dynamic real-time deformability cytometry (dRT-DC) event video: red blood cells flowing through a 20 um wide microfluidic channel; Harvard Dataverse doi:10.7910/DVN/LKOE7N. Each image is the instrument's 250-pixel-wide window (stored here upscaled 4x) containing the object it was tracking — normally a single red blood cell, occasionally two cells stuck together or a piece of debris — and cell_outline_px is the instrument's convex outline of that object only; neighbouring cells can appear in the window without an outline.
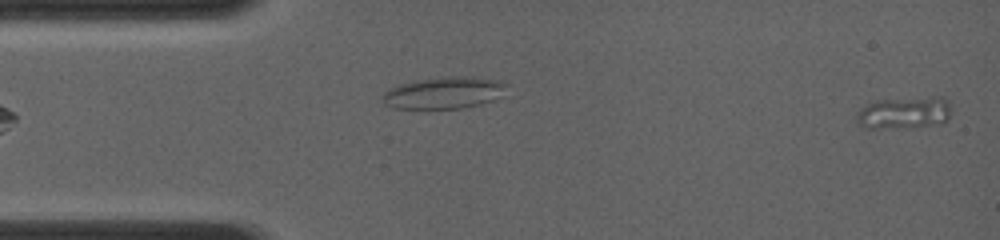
{"species": "common noctule bat (a hibernating species)", "species_latin": "Nyctalus noctula", "temperature_condition": "room temperature", "stored_images_in_passage": 46, "camera_frame_rate_fps": 4000, "um_per_image_px": 0.085, "animal": {"sex": "female", "body_mass_g": 19.0, "forearm_length_mm": 56.7}, "frame": {"image": 1, "passage_image": 2, "time_ms": 0.25, "image_size_px": [1000, 240], "cell_outline_px": [[948, 120], [936, 124], [912, 128], [864, 128], [860, 124], [856, 116], [860, 108], [876, 100], [932, 96], [944, 96], [948, 100]], "centroid_in_image_um": [76.86, 9.58], "position_along_channel_um": 8.1, "area_um2": 17.86}}